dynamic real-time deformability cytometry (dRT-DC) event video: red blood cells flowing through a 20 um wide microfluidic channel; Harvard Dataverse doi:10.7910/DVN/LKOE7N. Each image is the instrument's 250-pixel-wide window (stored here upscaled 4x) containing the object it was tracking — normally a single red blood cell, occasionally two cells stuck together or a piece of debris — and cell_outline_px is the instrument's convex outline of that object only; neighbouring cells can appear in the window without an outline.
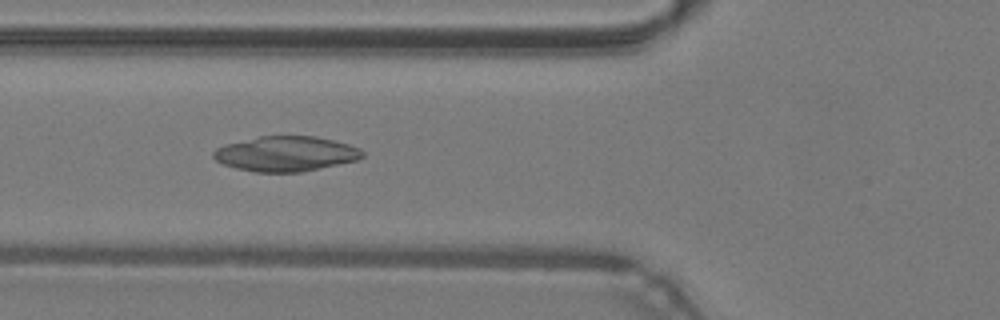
{"species": "common noctule bat (a hibernating species)", "species_latin": "Nyctalus noctula", "temperature_condition": "warm", "stored_images_in_passage": 47, "camera_frame_rate_fps": 3000, "um_per_image_px": 0.085, "animal": {"sex": "male", "body_mass_g": 19.2, "forearm_length_mm": 51.8}, "frame": {"image": 1, "passage_image": 17, "time_ms": 5.333, "image_size_px": [1000, 320], "cell_outline_px": [[364, 156], [356, 160], [300, 172], [256, 172], [236, 168], [224, 164], [216, 160], [212, 156], [212, 152], [216, 148], [224, 144], [260, 136], [316, 136], [348, 144], [360, 148], [364, 152]], "centroid_in_image_um": [24.27, 13.06], "position_along_channel_um": 101.5, "area_um2": 30.29}}
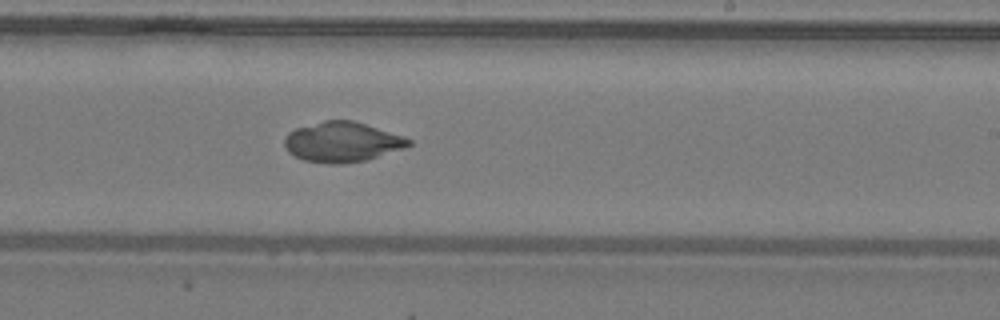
{"frame": {"image": 2, "passage_image": 28, "time_ms": 9.0, "image_size_px": [1000, 320], "cell_outline_px": [[412, 144], [404, 148], [364, 160], [340, 164], [332, 164], [304, 160], [288, 152], [284, 144], [284, 140], [288, 132], [296, 128], [324, 120], [352, 120], [404, 136], [412, 140]], "centroid_in_image_um": [29.07, 12.06], "position_along_channel_um": 259.9, "area_um2": 28.73}}
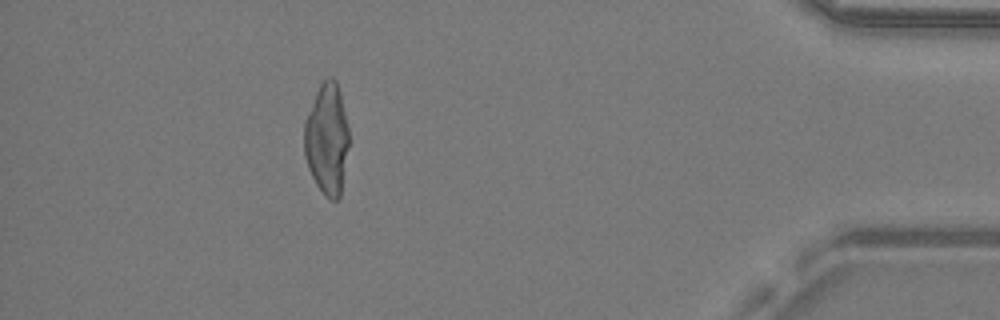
{"frame": {"image": 3, "passage_image": 42, "time_ms": 13.667, "image_size_px": [1000, 320], "cell_outline_px": [[348, 148], [340, 200], [328, 200], [324, 196], [316, 184], [308, 168], [304, 156], [304, 124], [316, 92], [320, 84], [328, 76], [332, 76], [336, 80], [340, 92], [348, 128]], "centroid_in_image_um": [27.79, 11.86], "position_along_channel_um": 407.4, "area_um2": 29.13}, "authors_computed_cell_mechanics": {"area_um2": 29.5358, "velocity_mm_per_s": 4.3107, "shape_relaxation_time_tau1_ms": null, "shape_relaxation_time_tau2_ms": 1.4545, "deformation_change_tau1": null, "deformation_change_tau2": 0.0363}}